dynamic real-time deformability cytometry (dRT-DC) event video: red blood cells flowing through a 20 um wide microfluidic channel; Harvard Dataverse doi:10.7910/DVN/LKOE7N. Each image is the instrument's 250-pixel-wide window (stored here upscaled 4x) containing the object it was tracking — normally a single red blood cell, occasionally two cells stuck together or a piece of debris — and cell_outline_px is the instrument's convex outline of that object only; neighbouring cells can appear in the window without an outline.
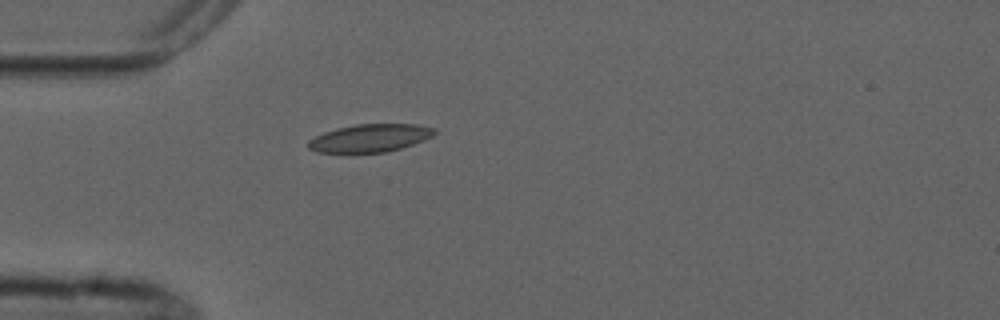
{"species": "common noctule bat (a hibernating species)", "species_latin": "Nyctalus noctula", "temperature_condition": "cold", "stored_images_in_passage": 3, "camera_frame_rate_fps": 3000, "um_per_image_px": 0.085, "animal": {"sex": "male", "forearm_length_mm": 52.5}, "frame": {"image": 1, "passage_image": 3, "time_ms": 3.333, "image_size_px": [1000, 320], "cell_outline_px": [[436, 132], [432, 136], [424, 140], [400, 148], [384, 152], [316, 152], [308, 148], [308, 140], [324, 132], [336, 128], [356, 124], [416, 124], [436, 128]], "centroid_in_image_um": [31.45, 11.72], "position_along_channel_um": 53.6, "area_um2": 20.35}}